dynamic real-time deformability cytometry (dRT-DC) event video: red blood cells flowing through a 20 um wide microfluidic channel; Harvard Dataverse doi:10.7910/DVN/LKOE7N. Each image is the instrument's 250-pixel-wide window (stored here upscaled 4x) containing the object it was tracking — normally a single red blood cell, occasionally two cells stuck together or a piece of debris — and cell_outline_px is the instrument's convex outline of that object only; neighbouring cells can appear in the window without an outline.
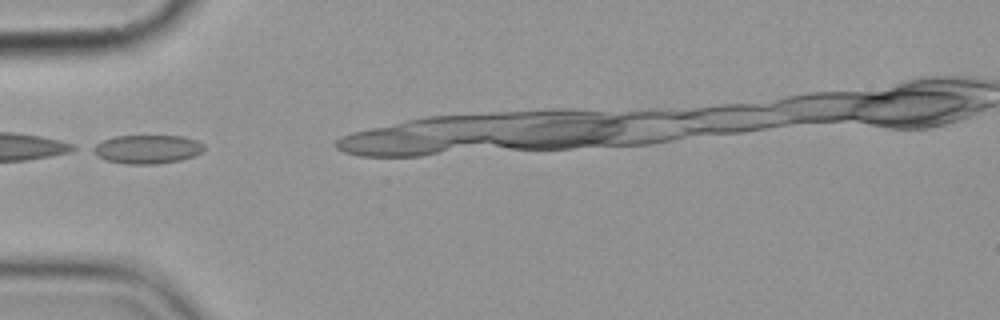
{"species": "common noctule bat (a hibernating species)", "species_latin": "Nyctalus noctula", "temperature_condition": "cold", "stored_images_in_passage": 9, "camera_frame_rate_fps": 3000, "um_per_image_px": 0.085, "animal": {"sex": "female", "body_mass_g": 19.9}, "frame": {"image": 1, "passage_image": 1, "time_ms": 0.0, "image_size_px": [1000, 320], "cell_outline_px": [[204, 148], [200, 152], [192, 156], [180, 160], [156, 164], [124, 164], [104, 160], [96, 156], [88, 148], [104, 140], [116, 136], [184, 136], [196, 140], [204, 144]], "centroid_in_image_um": [12.45, 12.69], "position_along_channel_um": 72.5, "area_um2": 18.67}}